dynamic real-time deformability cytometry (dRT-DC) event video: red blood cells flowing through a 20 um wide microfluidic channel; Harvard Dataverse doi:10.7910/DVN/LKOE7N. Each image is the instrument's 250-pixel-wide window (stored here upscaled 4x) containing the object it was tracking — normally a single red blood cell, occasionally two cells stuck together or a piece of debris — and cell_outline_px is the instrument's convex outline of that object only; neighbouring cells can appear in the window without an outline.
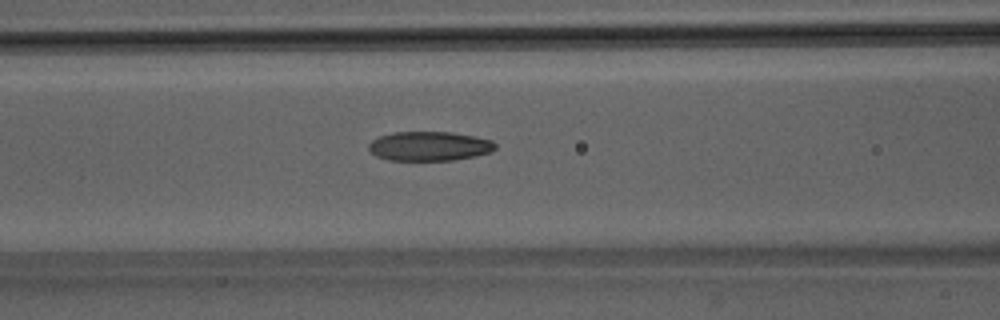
{"species": "Egyptian fruit bat (a non-hibernating species)", "species_latin": "Rousettus aegyptiacus", "temperature_condition": "room temperature", "stored_images_in_passage": 51, "camera_frame_rate_fps": 3000, "um_per_image_px": 0.085, "animal": {"sex": "male"}, "frame": {"image": 1, "passage_image": 22, "time_ms": 7.0, "image_size_px": [1000, 320], "cell_outline_px": [[496, 148], [492, 152], [476, 156], [452, 160], [388, 160], [376, 156], [368, 148], [368, 144], [372, 140], [380, 136], [392, 132], [452, 132], [476, 136], [492, 140], [496, 144]], "centroid_in_image_um": [36.52, 12.42], "position_along_channel_um": 130.1, "area_um2": 21.79}}
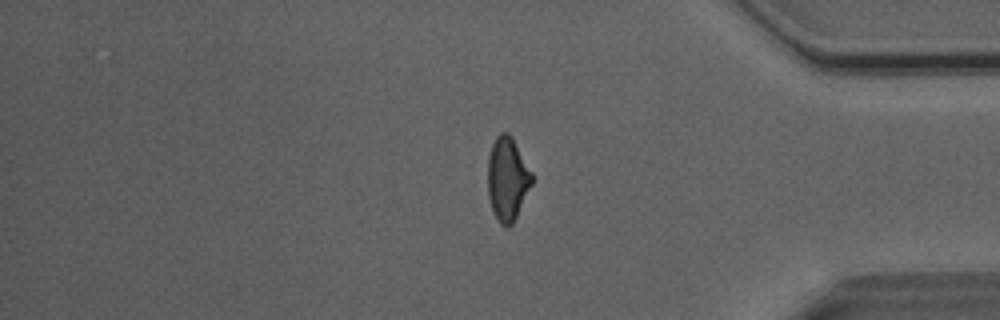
{"frame": {"image": 2, "passage_image": 43, "time_ms": 14.0, "image_size_px": [1000, 320], "cell_outline_px": [[532, 184], [512, 224], [508, 228], [500, 224], [492, 208], [488, 196], [488, 156], [492, 144], [496, 136], [500, 132], [508, 132], [512, 136], [532, 172]], "centroid_in_image_um": [43.12, 15.17], "position_along_channel_um": 392.1, "area_um2": 21.39}}
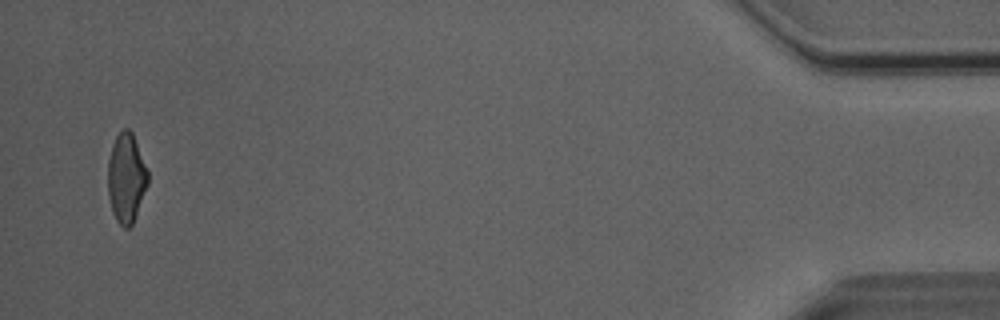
{"frame": {"image": 3, "passage_image": 50, "time_ms": 16.333, "image_size_px": [1000, 320], "cell_outline_px": [[148, 184], [132, 224], [128, 228], [124, 228], [116, 220], [112, 212], [108, 196], [108, 160], [112, 144], [116, 136], [124, 128], [128, 128], [132, 132], [148, 168]], "centroid_in_image_um": [10.73, 15.11], "position_along_channel_um": 424.5, "area_um2": 20.92}, "authors_computed_cell_mechanics": {"area_um2": 21.8484, "velocity_mm_per_s": 4.0672, "shape_relaxation_time_tau1_ms": null, "shape_relaxation_time_tau2_ms": 2.6577, "deformation_change_tau1": null, "deformation_change_tau2": 0.1108}}